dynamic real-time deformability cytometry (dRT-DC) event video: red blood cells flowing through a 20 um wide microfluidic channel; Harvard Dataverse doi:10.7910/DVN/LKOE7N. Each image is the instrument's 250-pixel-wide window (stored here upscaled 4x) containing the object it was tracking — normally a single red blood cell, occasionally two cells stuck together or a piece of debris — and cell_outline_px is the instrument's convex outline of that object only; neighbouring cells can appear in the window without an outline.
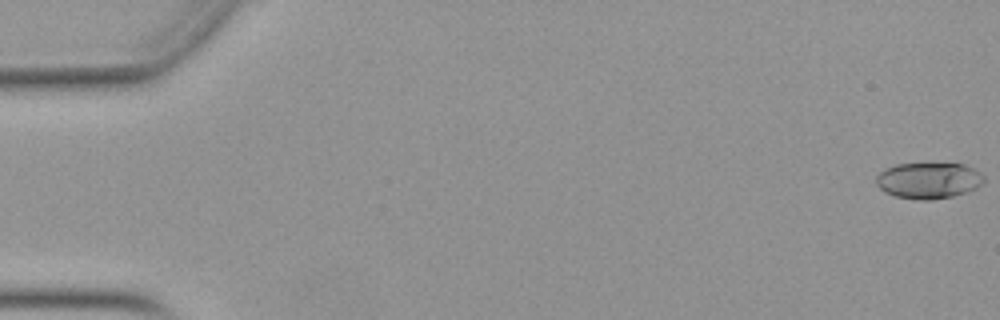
{"species": "Egyptian fruit bat (a non-hibernating species)", "species_latin": "Rousettus aegyptiacus", "temperature_condition": "warm", "stored_images_in_passage": 53, "camera_frame_rate_fps": 3000, "um_per_image_px": 0.085, "animal": {"sex": "female"}, "frame": {"image": 1, "passage_image": 1, "time_ms": 0.0, "image_size_px": [1000, 320], "cell_outline_px": [[984, 180], [976, 188], [952, 196], [932, 200], [916, 200], [896, 196], [884, 192], [876, 184], [876, 176], [884, 168], [896, 164], [964, 164], [976, 168], [984, 176]], "centroid_in_image_um": [78.91, 15.34], "position_along_channel_um": 6.1, "area_um2": 22.72}}
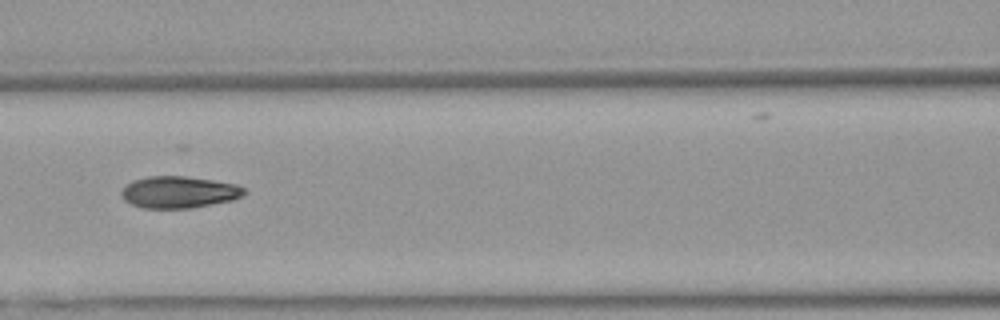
{"frame": {"image": 2, "passage_image": 24, "time_ms": 7.667, "image_size_px": [1000, 320], "cell_outline_px": [[244, 192], [240, 196], [232, 200], [192, 208], [144, 208], [132, 204], [124, 200], [120, 192], [132, 180], [148, 176], [184, 176], [212, 180], [236, 184], [244, 188]], "centroid_in_image_um": [15.18, 16.33], "position_along_channel_um": 151.4, "area_um2": 22.54}}
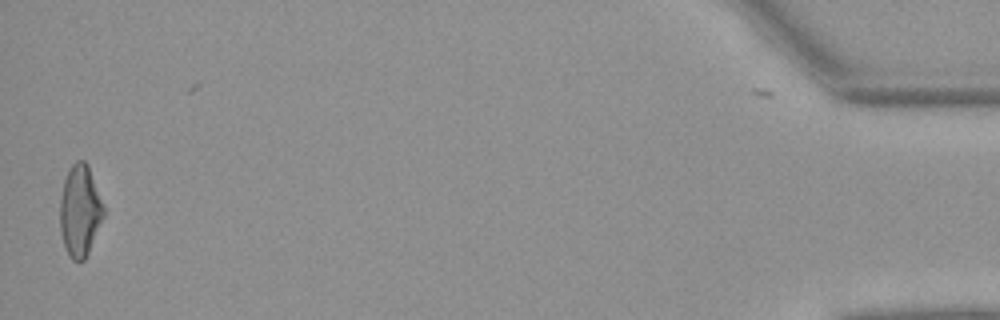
{"frame": {"image": 3, "passage_image": 52, "time_ms": 17.0, "image_size_px": [1000, 320], "cell_outline_px": [[104, 216], [88, 252], [84, 260], [72, 260], [68, 256], [60, 232], [60, 200], [64, 180], [72, 164], [76, 160], [84, 160], [88, 164], [104, 208]], "centroid_in_image_um": [6.78, 17.91], "position_along_channel_um": 428.4, "area_um2": 23.0}, "authors_computed_cell_mechanics": {"area_um2": 22.831, "velocity_mm_per_s": 3.9557, "shape_relaxation_time_tau1_ms": 5.7345, "shape_relaxation_time_tau2_ms": 1.9444, "deformation_change_tau1": 0.1711, "deformation_change_tau2": 0.0832}}